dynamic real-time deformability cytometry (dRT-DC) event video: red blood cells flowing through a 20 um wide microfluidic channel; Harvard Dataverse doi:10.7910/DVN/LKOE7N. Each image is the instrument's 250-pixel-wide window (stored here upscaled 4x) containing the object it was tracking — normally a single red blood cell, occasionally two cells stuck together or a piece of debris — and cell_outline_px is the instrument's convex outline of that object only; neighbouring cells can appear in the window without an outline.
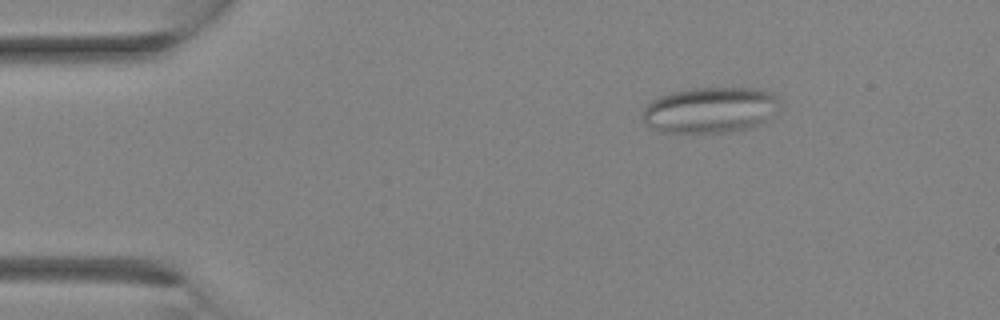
{"species": "Egyptian fruit bat (a non-hibernating species)", "species_latin": "Rousettus aegyptiacus", "temperature_condition": "room temperature", "stored_images_in_passage": 2, "camera_frame_rate_fps": 3000, "um_per_image_px": 0.085, "animal": {"sex": "female"}, "frame": {"image": 1, "passage_image": 1, "time_ms": 0.0, "image_size_px": [1000, 320], "cell_outline_px": [[780, 108], [768, 120], [760, 124], [740, 132], [660, 132], [644, 124], [644, 108], [652, 100], [660, 96], [672, 92], [692, 88], [756, 88], [772, 92], [780, 96]], "centroid_in_image_um": [60.45, 9.35], "position_along_channel_um": 24.6, "area_um2": 37.17}}